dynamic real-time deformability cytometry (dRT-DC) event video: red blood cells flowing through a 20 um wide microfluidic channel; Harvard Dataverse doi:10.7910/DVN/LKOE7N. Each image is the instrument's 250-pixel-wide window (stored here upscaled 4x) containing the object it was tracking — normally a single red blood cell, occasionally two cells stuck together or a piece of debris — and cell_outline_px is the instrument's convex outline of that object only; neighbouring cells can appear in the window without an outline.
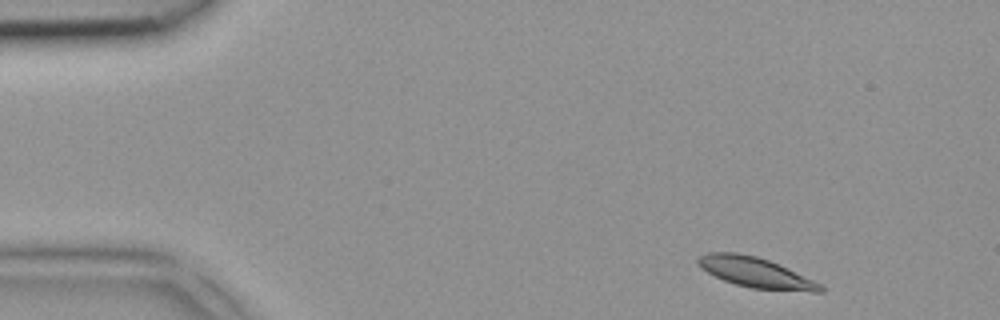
{"species": "common noctule bat (a hibernating species)", "species_latin": "Nyctalus noctula", "temperature_condition": "room temperature", "stored_images_in_passage": 4, "camera_frame_rate_fps": 3000, "um_per_image_px": 0.085, "animal": {"sex": "female", "body_mass_g": 18.4}, "frame": {"image": 1, "passage_image": 1, "time_ms": 0.0, "image_size_px": [1000, 320], "cell_outline_px": [[824, 292], [812, 292], [752, 288], [736, 284], [724, 280], [700, 268], [696, 260], [700, 256], [708, 252], [736, 252], [756, 256], [768, 260], [788, 268], [820, 284], [824, 288]], "centroid_in_image_um": [64.21, 23.16], "position_along_channel_um": 20.8, "area_um2": 21.27}}